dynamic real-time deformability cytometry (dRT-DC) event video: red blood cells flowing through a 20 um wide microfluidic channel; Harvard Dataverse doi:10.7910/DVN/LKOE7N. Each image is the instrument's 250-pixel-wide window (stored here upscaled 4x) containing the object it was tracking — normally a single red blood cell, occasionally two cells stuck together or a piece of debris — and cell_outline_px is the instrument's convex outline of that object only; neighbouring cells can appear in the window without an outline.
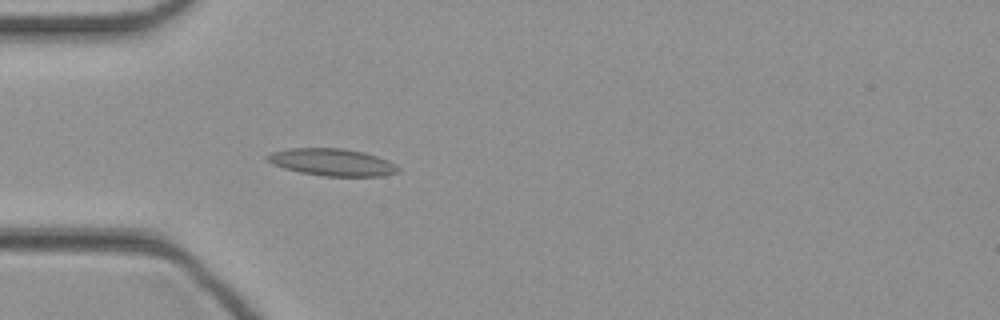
{"species": "common noctule bat (a hibernating species)", "species_latin": "Nyctalus noctula", "temperature_condition": "cold", "stored_images_in_passage": 39, "camera_frame_rate_fps": 3000, "um_per_image_px": 0.085, "animal": {"sex": "female", "body_mass_g": 21.9}, "frame": {"image": 1, "passage_image": 13, "time_ms": 4.0, "image_size_px": [1000, 320], "cell_outline_px": [[400, 172], [384, 176], [324, 176], [300, 172], [284, 168], [272, 164], [264, 160], [264, 156], [272, 152], [288, 148], [344, 148], [364, 152], [388, 160], [396, 164], [400, 168]], "centroid_in_image_um": [28.23, 13.79], "position_along_channel_um": 56.8, "area_um2": 20.98}}
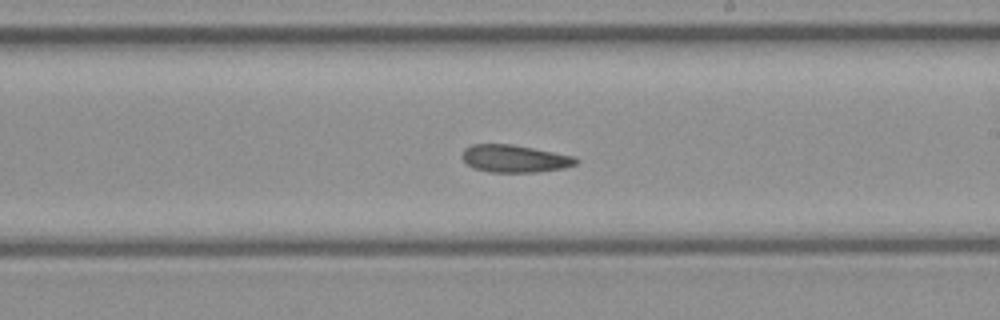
{"frame": {"image": 2, "passage_image": 26, "time_ms": 8.333, "image_size_px": [1000, 320], "cell_outline_px": [[580, 160], [576, 164], [564, 168], [536, 172], [488, 172], [472, 168], [460, 156], [464, 148], [472, 144], [512, 144], [576, 156]], "centroid_in_image_um": [43.74, 13.48], "position_along_channel_um": 245.3, "area_um2": 18.44}}
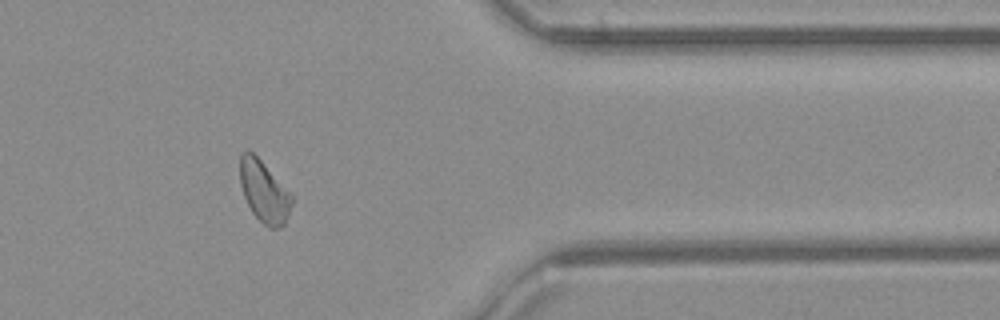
{"frame": {"image": 3, "passage_image": 37, "time_ms": 12.0, "image_size_px": [1000, 320], "cell_outline_px": [[292, 204], [288, 216], [284, 224], [280, 228], [268, 228], [252, 212], [244, 196], [240, 184], [240, 156], [248, 148], [260, 160], [292, 196]], "centroid_in_image_um": [22.43, 16.3], "position_along_channel_um": 389.0, "area_um2": 18.15}}